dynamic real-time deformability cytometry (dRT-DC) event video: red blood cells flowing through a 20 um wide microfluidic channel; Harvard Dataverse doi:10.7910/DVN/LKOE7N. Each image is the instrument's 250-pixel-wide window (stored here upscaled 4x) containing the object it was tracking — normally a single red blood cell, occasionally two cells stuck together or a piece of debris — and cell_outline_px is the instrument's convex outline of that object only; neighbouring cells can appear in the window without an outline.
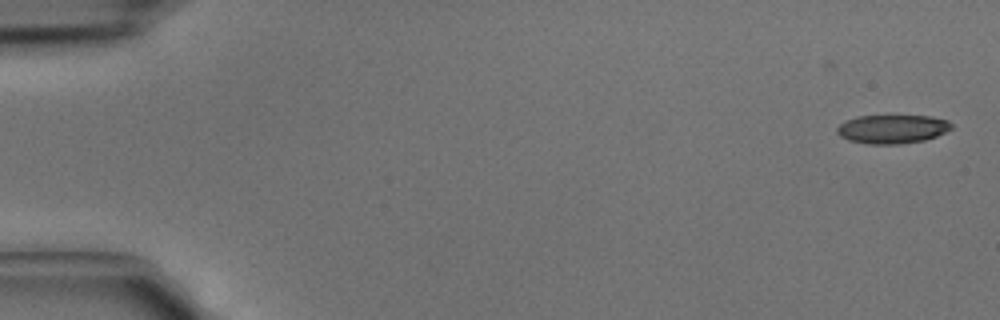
{"species": "common noctule bat (a hibernating species)", "species_latin": "Nyctalus noctula", "temperature_condition": "cold", "stored_images_in_passage": 5, "camera_frame_rate_fps": 3000, "um_per_image_px": 0.085, "animal": {"sex": "male", "body_mass_g": 15.6}, "frame": {"image": 1, "passage_image": 2, "time_ms": 0.333, "image_size_px": [1000, 320], "cell_outline_px": [[952, 128], [936, 136], [924, 140], [900, 144], [868, 144], [848, 140], [840, 136], [836, 132], [836, 128], [844, 120], [856, 116], [932, 116], [948, 120], [952, 124]], "centroid_in_image_um": [75.81, 10.96], "position_along_channel_um": 9.2, "area_um2": 19.25}}
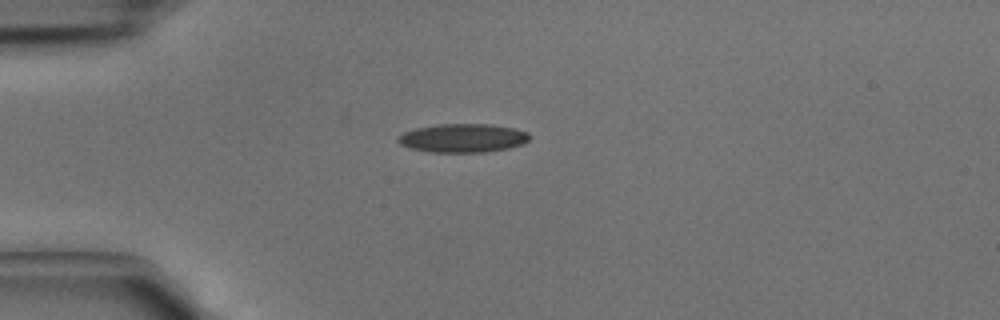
{"frame": {"image": 2, "passage_image": 4, "time_ms": 1.0, "image_size_px": [1000, 320], "cell_outline_px": [[532, 136], [524, 144], [508, 148], [488, 152], [428, 152], [408, 148], [400, 144], [396, 140], [404, 132], [416, 128], [436, 124], [488, 124], [516, 128], [528, 132]], "centroid_in_image_um": [39.36, 11.74], "position_along_channel_um": 45.6, "area_um2": 22.2}}